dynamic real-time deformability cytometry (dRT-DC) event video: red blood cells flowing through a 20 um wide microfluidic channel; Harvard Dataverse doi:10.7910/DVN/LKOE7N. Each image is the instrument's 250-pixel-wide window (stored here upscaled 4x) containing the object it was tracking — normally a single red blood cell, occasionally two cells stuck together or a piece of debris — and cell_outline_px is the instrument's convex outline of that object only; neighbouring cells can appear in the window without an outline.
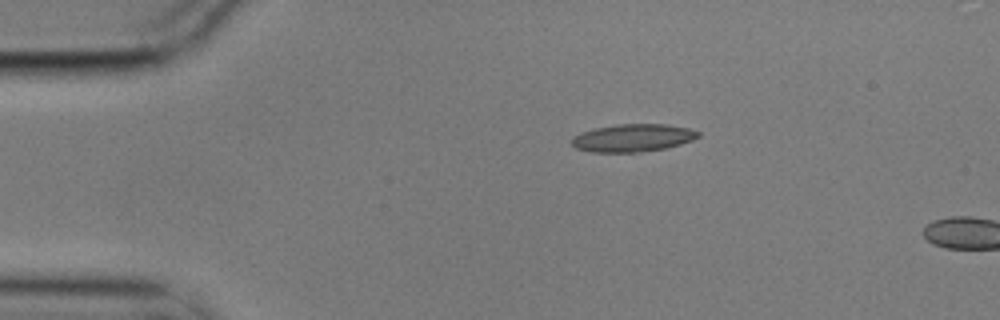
{"species": "common noctule bat (a hibernating species)", "species_latin": "Nyctalus noctula", "temperature_condition": "cold", "stored_images_in_passage": 3, "camera_frame_rate_fps": 3000, "um_per_image_px": 0.085, "animal": {"sex": "male", "body_mass_g": 17.9}, "frame": {"image": 1, "passage_image": 2, "time_ms": 0.333, "image_size_px": [1000, 320], "cell_outline_px": [[700, 136], [692, 140], [680, 144], [664, 148], [640, 152], [592, 152], [576, 148], [572, 144], [572, 136], [580, 132], [596, 128], [616, 124], [668, 124], [688, 128], [700, 132]], "centroid_in_image_um": [53.78, 11.71], "position_along_channel_um": 31.2, "area_um2": 20.4}}